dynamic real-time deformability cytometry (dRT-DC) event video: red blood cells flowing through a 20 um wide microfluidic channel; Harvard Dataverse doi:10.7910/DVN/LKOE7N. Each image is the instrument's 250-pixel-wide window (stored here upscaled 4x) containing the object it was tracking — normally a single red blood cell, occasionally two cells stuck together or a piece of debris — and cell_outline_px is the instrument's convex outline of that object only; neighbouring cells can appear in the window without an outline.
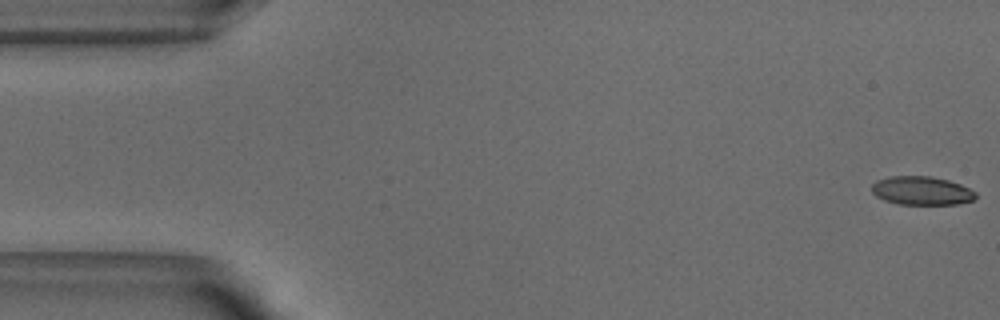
{"species": "common noctule bat (a hibernating species)", "species_latin": "Nyctalus noctula", "temperature_condition": "warm", "stored_images_in_passage": 52, "camera_frame_rate_fps": 3000, "um_per_image_px": 0.085, "animal": {"sex": "male", "body_mass_g": 18.8}, "frame": {"image": 1, "passage_image": 1, "time_ms": 0.0, "image_size_px": [1000, 320], "cell_outline_px": [[976, 196], [972, 200], [956, 204], [900, 204], [884, 200], [876, 196], [872, 192], [872, 184], [876, 180], [888, 176], [932, 176], [948, 180], [960, 184], [976, 192]], "centroid_in_image_um": [78.31, 16.2], "position_along_channel_um": 6.7, "area_um2": 17.28}}
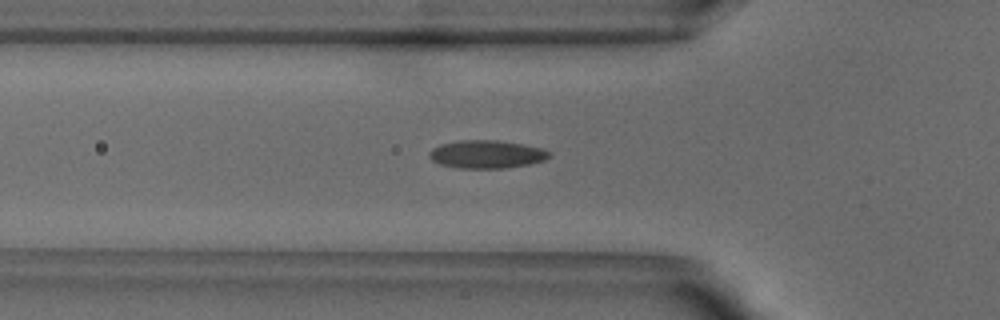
{"frame": {"image": 2, "passage_image": 17, "time_ms": 5.333, "image_size_px": [1000, 320], "cell_outline_px": [[552, 156], [544, 160], [528, 164], [504, 168], [460, 168], [440, 164], [432, 160], [428, 156], [428, 152], [432, 148], [440, 144], [460, 140], [500, 140], [524, 144], [544, 148], [552, 152]], "centroid_in_image_um": [41.39, 13.1], "position_along_channel_um": 84.4, "area_um2": 19.83}}
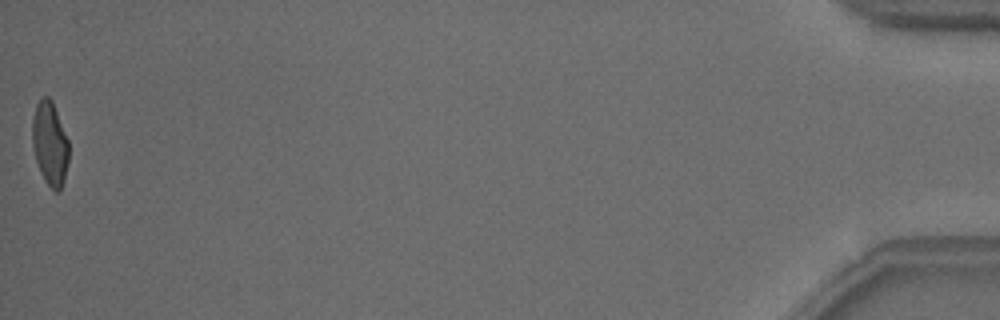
{"frame": {"image": 3, "passage_image": 52, "time_ms": 17.0, "image_size_px": [1000, 320], "cell_outline_px": [[68, 160], [64, 180], [60, 192], [56, 192], [44, 180], [40, 172], [36, 160], [32, 144], [32, 120], [36, 104], [44, 96], [48, 96], [52, 100], [68, 140]], "centroid_in_image_um": [4.23, 12.21], "position_along_channel_um": 431.0, "area_um2": 17.74}, "authors_computed_cell_mechanics": {"area_um2": 18.496, "velocity_mm_per_s": 3.8539, "shape_relaxation_time_tau1_ms": 6.7474, "shape_relaxation_time_tau2_ms": 1.0319, "deformation_change_tau1": 0.1861, "deformation_change_tau2": 0.0803}}